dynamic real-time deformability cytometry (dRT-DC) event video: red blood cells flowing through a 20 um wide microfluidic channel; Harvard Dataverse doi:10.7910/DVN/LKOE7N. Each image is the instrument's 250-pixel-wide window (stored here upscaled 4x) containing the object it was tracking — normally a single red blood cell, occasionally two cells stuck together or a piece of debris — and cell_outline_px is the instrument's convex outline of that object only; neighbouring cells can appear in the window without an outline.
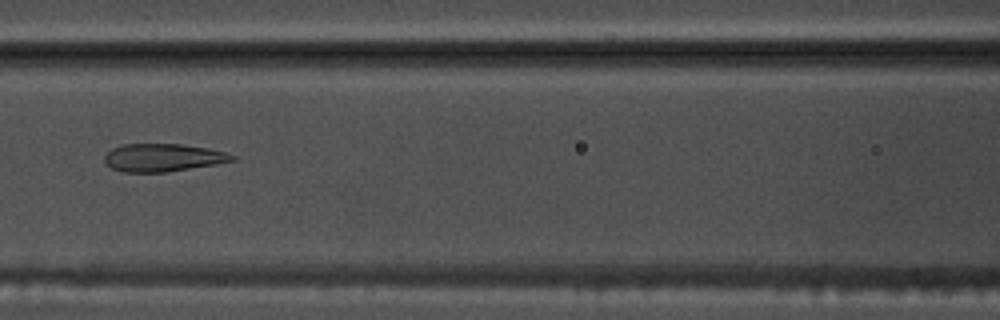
{"species": "common noctule bat (a hibernating species)", "species_latin": "Nyctalus noctula", "temperature_condition": "warm", "stored_images_in_passage": 40, "camera_frame_rate_fps": 3000, "um_per_image_px": 0.085, "animal": {"sex": "male", "body_mass_g": 17.5, "forearm_length_mm": 52.3}, "frame": {"image": 1, "passage_image": 11, "time_ms": 3.333, "image_size_px": [1000, 320], "cell_outline_px": [[236, 160], [216, 164], [164, 172], [124, 172], [112, 168], [104, 160], [104, 156], [112, 148], [124, 144], [180, 144], [208, 148], [224, 152], [236, 156]], "centroid_in_image_um": [13.85, 13.39], "position_along_channel_um": 152.7, "area_um2": 20.52}}
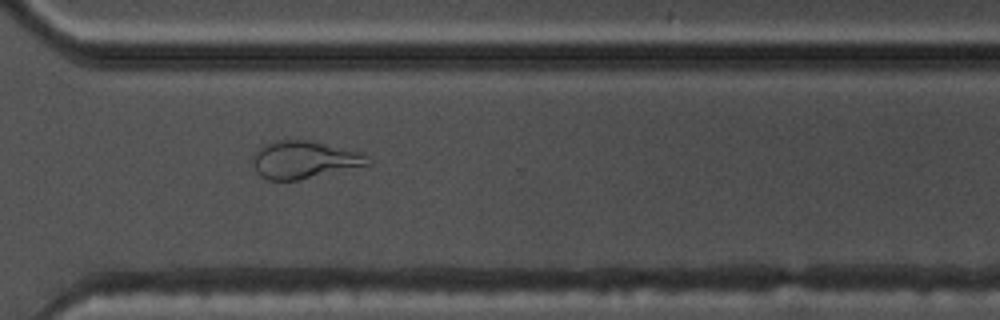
{"frame": {"image": 2, "passage_image": 26, "time_ms": 8.333, "image_size_px": [1000, 320], "cell_outline_px": [[372, 164], [296, 180], [268, 180], [260, 176], [256, 172], [252, 160], [252, 156], [264, 144], [276, 140], [312, 140], [364, 152]], "centroid_in_image_um": [25.86, 13.56], "position_along_channel_um": 344.7, "area_um2": 25.26}}
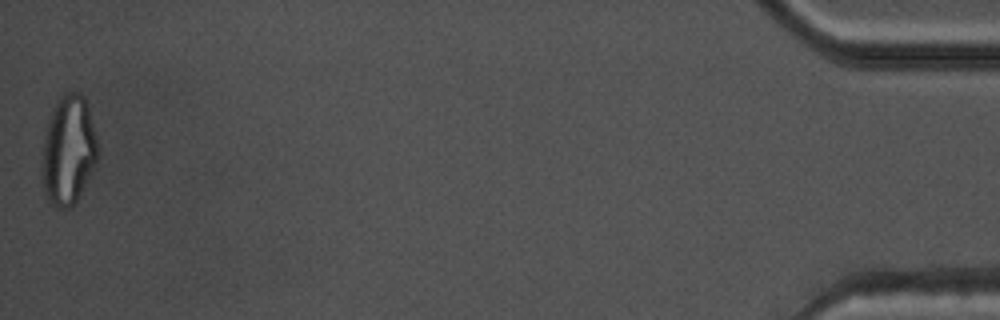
{"frame": {"image": 3, "passage_image": 40, "time_ms": 13.0, "image_size_px": [1000, 320], "cell_outline_px": [[100, 148], [96, 160], [76, 200], [68, 208], [56, 208], [48, 200], [44, 192], [40, 160], [48, 120], [56, 104], [68, 92], [80, 92], [84, 96], [88, 108]], "centroid_in_image_um": [5.8, 12.78], "position_along_channel_um": 429.4, "area_um2": 35.03}, "authors_computed_cell_mechanics": {"area_um2": 23.5535, "velocity_mm_per_s": 3.8478, "shape_relaxation_time_tau1_ms": null, "shape_relaxation_time_tau2_ms": 1.5022, "deformation_change_tau1": null, "deformation_change_tau2": 0.0831}}